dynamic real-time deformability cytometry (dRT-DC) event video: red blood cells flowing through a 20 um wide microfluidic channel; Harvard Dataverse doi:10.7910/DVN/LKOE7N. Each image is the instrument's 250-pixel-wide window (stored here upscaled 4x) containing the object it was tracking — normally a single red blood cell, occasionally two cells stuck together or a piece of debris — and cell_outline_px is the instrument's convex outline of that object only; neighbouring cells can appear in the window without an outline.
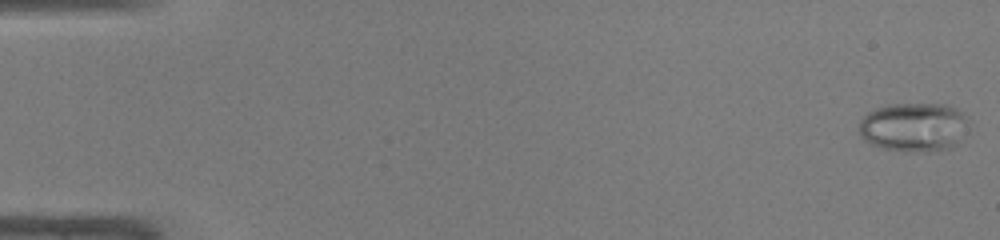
{"species": "common noctule bat (a hibernating species)", "species_latin": "Nyctalus noctula", "temperature_condition": "warm", "stored_images_in_passage": 48, "camera_frame_rate_fps": 3000, "um_per_image_px": 0.085, "animal": {"sex": "male", "body_mass_g": 19.0, "forearm_length_mm": 50.8}, "frame": {"image": 1, "passage_image": 1, "time_ms": 0.0, "image_size_px": [1000, 240], "cell_outline_px": [[968, 120], [956, 144], [952, 148], [928, 152], [924, 152], [884, 148], [872, 144], [864, 140], [856, 132], [860, 120], [868, 112], [892, 104], [948, 104], [964, 112], [968, 116]], "centroid_in_image_um": [77.65, 10.79], "position_along_channel_um": 7.3, "area_um2": 31.21}}
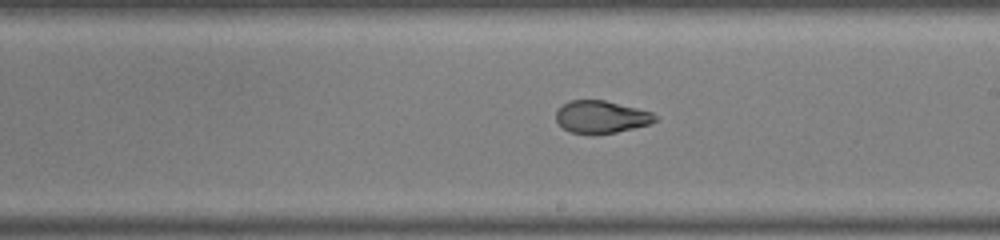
{"frame": {"image": 2, "passage_image": 28, "time_ms": 9.0, "image_size_px": [1000, 240], "cell_outline_px": [[660, 116], [656, 120], [648, 124], [616, 132], [592, 136], [572, 132], [564, 128], [556, 120], [556, 108], [572, 100], [604, 100], [652, 112]], "centroid_in_image_um": [51.09, 9.95], "position_along_channel_um": 237.9, "area_um2": 18.84}}
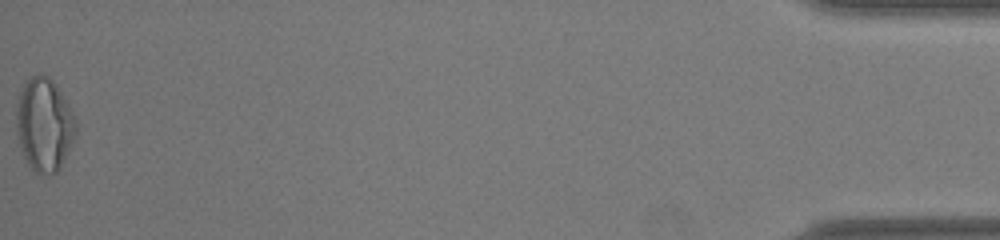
{"frame": {"image": 3, "passage_image": 48, "time_ms": 15.667, "image_size_px": [1000, 240], "cell_outline_px": [[76, 132], [60, 168], [56, 172], [40, 176], [28, 164], [24, 156], [20, 144], [16, 128], [16, 108], [20, 92], [24, 84], [32, 76], [40, 72], [48, 76], [56, 84], [76, 120]], "centroid_in_image_um": [3.75, 10.58], "position_along_channel_um": 431.5, "area_um2": 32.02}, "authors_computed_cell_mechanics": {"area_um2": 23.3801, "velocity_mm_per_s": 4.3069, "shape_relaxation_time_tau1_ms": null, "shape_relaxation_time_tau2_ms": 0.9544, "deformation_change_tau1": null, "deformation_change_tau2": 0.0563}}